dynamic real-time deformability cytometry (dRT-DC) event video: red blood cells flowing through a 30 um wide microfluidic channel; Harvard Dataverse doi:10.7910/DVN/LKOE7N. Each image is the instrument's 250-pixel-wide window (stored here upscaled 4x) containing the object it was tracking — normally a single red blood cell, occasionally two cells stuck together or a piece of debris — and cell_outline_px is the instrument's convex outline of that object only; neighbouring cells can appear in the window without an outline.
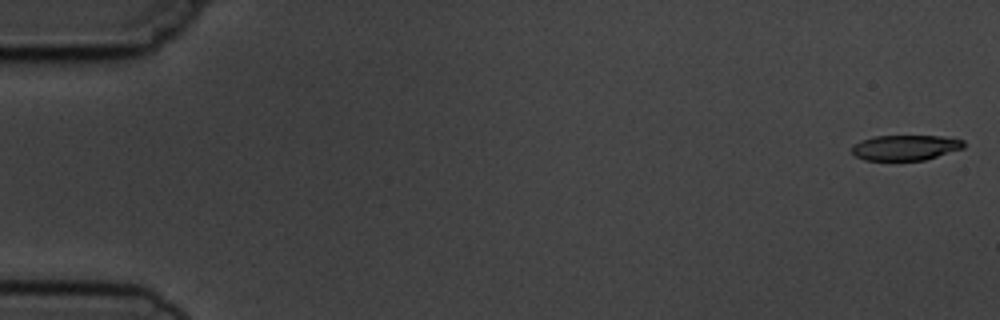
{"species": "common noctule bat (a hibernating species)", "species_latin": "Nyctalus noctula", "temperature_condition": "cold", "stored_images_in_passage": 9, "camera_frame_rate_fps": 3000, "um_per_image_px": 0.085, "animal": {"sex": "male", "body_mass_g": 19.5, "forearm_length_mm": 54.6}, "frame": {"image": 1, "passage_image": 1, "time_ms": 0.0, "image_size_px": [1000, 320], "cell_outline_px": [[964, 148], [924, 160], [864, 160], [856, 156], [852, 152], [852, 144], [860, 140], [872, 136], [944, 136], [964, 140]], "centroid_in_image_um": [76.94, 12.54], "position_along_channel_um": 8.1, "area_um2": 16.59}}
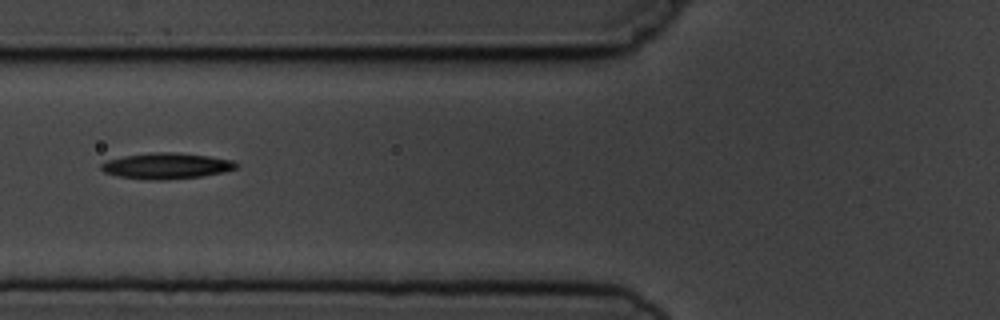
{"frame": {"image": 2, "passage_image": 6, "time_ms": 6.667, "image_size_px": [1000, 320], "cell_outline_px": [[236, 168], [224, 172], [200, 176], [160, 180], [148, 180], [116, 176], [104, 172], [100, 168], [100, 164], [108, 160], [124, 156], [152, 152], [176, 152], [208, 156], [232, 160], [236, 164]], "centroid_in_image_um": [14.1, 14.1], "position_along_channel_um": 111.7, "area_um2": 20.29}}
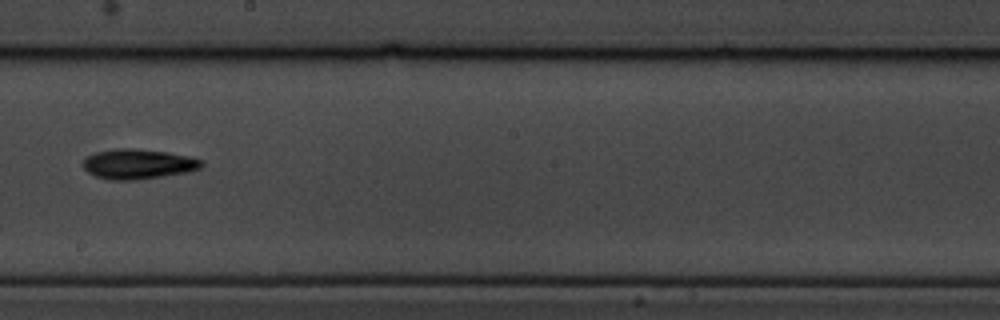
{"frame": {"image": 3, "passage_image": 9, "time_ms": 10.0, "image_size_px": [1000, 320], "cell_outline_px": [[204, 164], [200, 168], [188, 172], [136, 180], [108, 180], [96, 176], [88, 172], [80, 164], [88, 156], [96, 152], [120, 148], [132, 148], [168, 152], [188, 156], [204, 160]], "centroid_in_image_um": [11.75, 13.94], "position_along_channel_um": 236.5, "area_um2": 20.75}}